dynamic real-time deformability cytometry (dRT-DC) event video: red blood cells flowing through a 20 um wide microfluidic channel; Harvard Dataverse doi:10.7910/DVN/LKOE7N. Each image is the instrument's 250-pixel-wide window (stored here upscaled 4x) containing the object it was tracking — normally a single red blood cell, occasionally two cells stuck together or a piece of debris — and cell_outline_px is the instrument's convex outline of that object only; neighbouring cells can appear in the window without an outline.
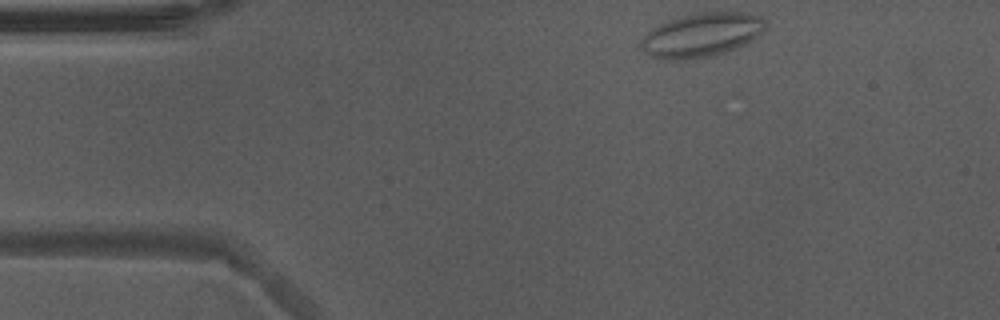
{"species": "Egyptian fruit bat (a non-hibernating species)", "species_latin": "Rousettus aegyptiacus", "temperature_condition": "warm", "stored_images_in_passage": 45, "camera_frame_rate_fps": 3000, "um_per_image_px": 0.085, "animal": {"sex": "male"}, "frame": {"image": 1, "passage_image": 1, "time_ms": 0.0, "image_size_px": [1000, 320], "cell_outline_px": [[768, 28], [760, 36], [736, 48], [712, 56], [692, 60], [664, 60], [652, 56], [644, 52], [640, 48], [640, 40], [652, 28], [660, 24], [680, 16], [700, 12], [744, 12], [760, 16], [764, 20]], "centroid_in_image_um": [59.65, 2.98], "position_along_channel_um": 25.3, "area_um2": 32.25}}
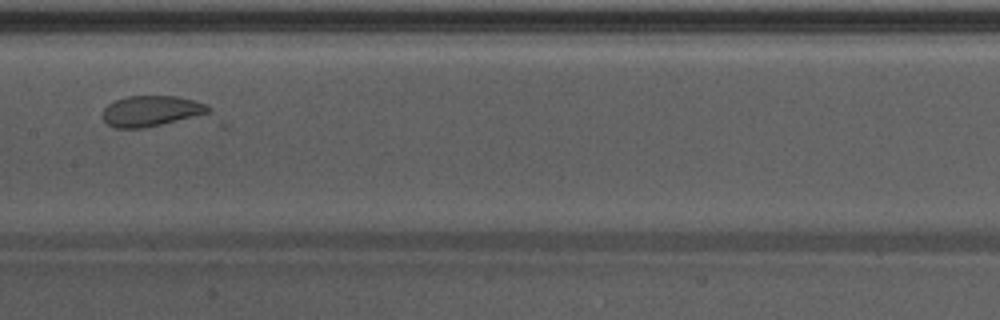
{"frame": {"image": 2, "passage_image": 19, "time_ms": 6.0, "image_size_px": [1000, 320], "cell_outline_px": [[212, 116], [144, 128], [116, 128], [108, 124], [104, 120], [104, 108], [108, 104], [116, 100], [128, 96], [176, 96], [208, 104], [212, 108]], "centroid_in_image_um": [13.04, 9.46], "position_along_channel_um": 194.4, "area_um2": 19.71}}
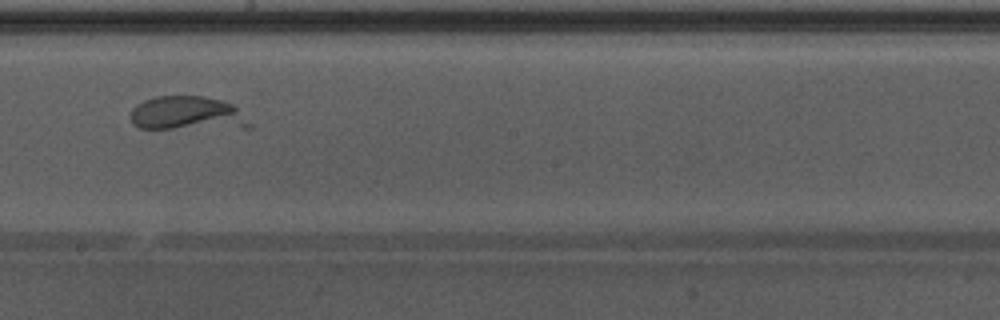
{"frame": {"image": 3, "passage_image": 22, "time_ms": 7.0, "image_size_px": [1000, 320], "cell_outline_px": [[252, 128], [140, 128], [132, 124], [132, 108], [136, 104], [144, 100], [156, 96], [204, 96], [220, 100], [232, 104], [252, 124]], "centroid_in_image_um": [15.93, 9.64], "position_along_channel_um": 232.3, "area_um2": 23.47}, "authors_computed_cell_mechanics": {"area_um2": 22.0218, "velocity_mm_per_s": 3.8814, "shape_relaxation_time_tau1_ms": null, "shape_relaxation_time_tau2_ms": 1.4295, "deformation_change_tau1": null, "deformation_change_tau2": 0.0656}}